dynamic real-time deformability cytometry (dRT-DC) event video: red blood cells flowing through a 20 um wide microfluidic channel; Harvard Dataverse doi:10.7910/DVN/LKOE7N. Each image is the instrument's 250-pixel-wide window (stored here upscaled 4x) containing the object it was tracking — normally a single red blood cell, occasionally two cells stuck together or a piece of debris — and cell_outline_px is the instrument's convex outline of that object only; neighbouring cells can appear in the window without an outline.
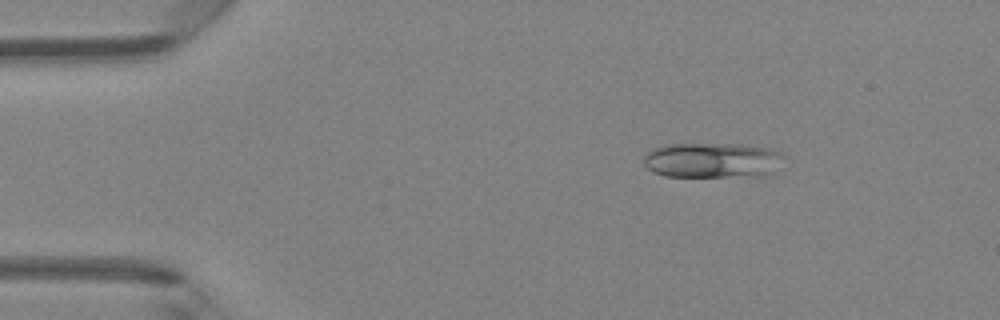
{"species": "Egyptian fruit bat (a non-hibernating species)", "species_latin": "Rousettus aegyptiacus", "temperature_condition": "room temperature", "stored_images_in_passage": 5, "camera_frame_rate_fps": 3000, "um_per_image_px": 0.085, "animal": {"sex": "female"}, "frame": {"image": 1, "passage_image": 2, "time_ms": 0.333, "image_size_px": [1000, 320], "cell_outline_px": [[784, 156], [776, 172], [764, 176], [664, 176], [652, 172], [644, 164], [644, 156], [648, 152], [656, 148], [668, 144], [740, 144], [772, 148], [780, 152]], "centroid_in_image_um": [60.61, 13.62], "position_along_channel_um": 24.4, "area_um2": 28.96}}
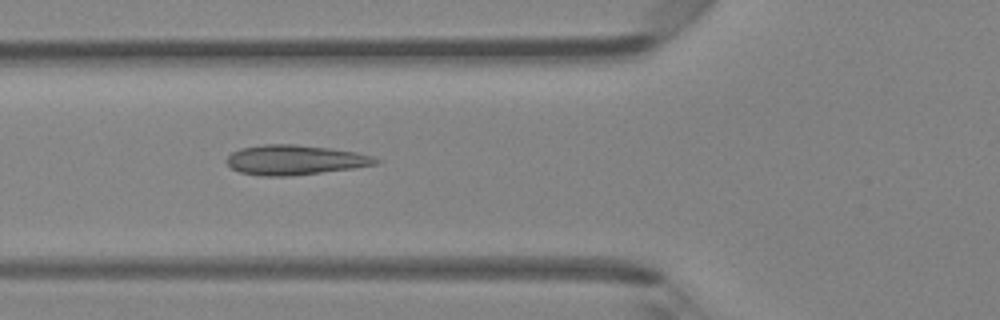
{"frame": {"image": 2, "passage_image": 5, "time_ms": 1.333, "image_size_px": [1000, 320], "cell_outline_px": [[380, 160], [376, 164], [352, 168], [292, 176], [260, 176], [240, 172], [232, 168], [224, 160], [232, 152], [240, 148], [264, 144], [296, 144], [328, 148], [356, 152], [372, 156]], "centroid_in_image_um": [25.02, 13.59], "position_along_channel_um": 100.8, "area_um2": 25.84}}